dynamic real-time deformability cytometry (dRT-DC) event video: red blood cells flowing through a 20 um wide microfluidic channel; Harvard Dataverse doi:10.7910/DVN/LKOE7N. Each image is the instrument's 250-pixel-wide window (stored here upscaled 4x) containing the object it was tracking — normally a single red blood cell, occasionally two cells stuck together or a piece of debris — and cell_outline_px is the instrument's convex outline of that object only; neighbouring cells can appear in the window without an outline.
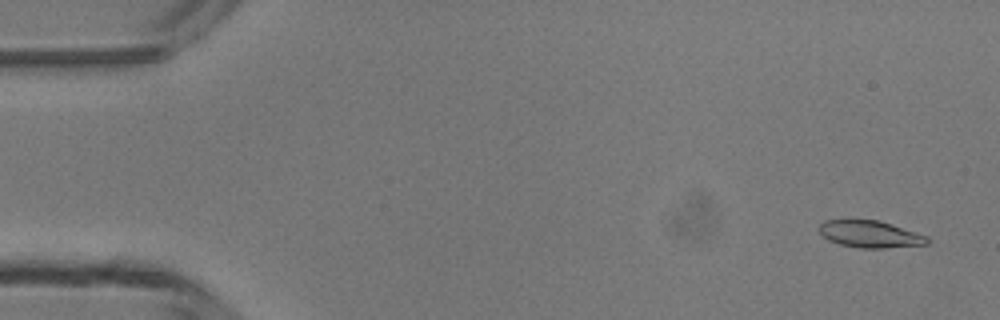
{"species": "common noctule bat (a hibernating species)", "species_latin": "Nyctalus noctula", "temperature_condition": "room temperature", "stored_images_in_passage": 4, "camera_frame_rate_fps": 3000, "um_per_image_px": 0.085, "animal": {"sex": "male", "body_mass_g": 13.3}, "frame": {"image": 1, "passage_image": 1, "time_ms": 0.0, "image_size_px": [1000, 320], "cell_outline_px": [[928, 244], [884, 248], [860, 248], [840, 244], [828, 240], [820, 232], [820, 224], [824, 220], [880, 220], [928, 236]], "centroid_in_image_um": [73.97, 19.9], "position_along_channel_um": 11.0, "area_um2": 16.88}}
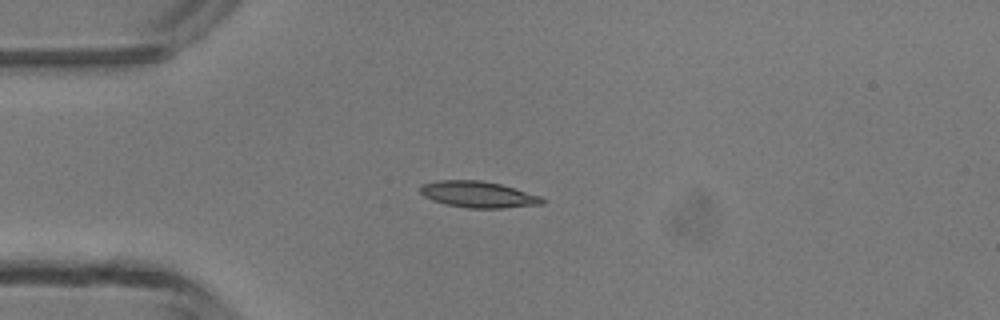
{"frame": {"image": 2, "passage_image": 4, "time_ms": 3.333, "image_size_px": [1000, 320], "cell_outline_px": [[544, 204], [504, 208], [468, 208], [444, 204], [432, 200], [424, 196], [420, 192], [420, 188], [424, 184], [436, 180], [480, 180], [500, 184], [540, 196], [544, 200]], "centroid_in_image_um": [40.63, 16.53], "position_along_channel_um": 44.4, "area_um2": 18.61}}